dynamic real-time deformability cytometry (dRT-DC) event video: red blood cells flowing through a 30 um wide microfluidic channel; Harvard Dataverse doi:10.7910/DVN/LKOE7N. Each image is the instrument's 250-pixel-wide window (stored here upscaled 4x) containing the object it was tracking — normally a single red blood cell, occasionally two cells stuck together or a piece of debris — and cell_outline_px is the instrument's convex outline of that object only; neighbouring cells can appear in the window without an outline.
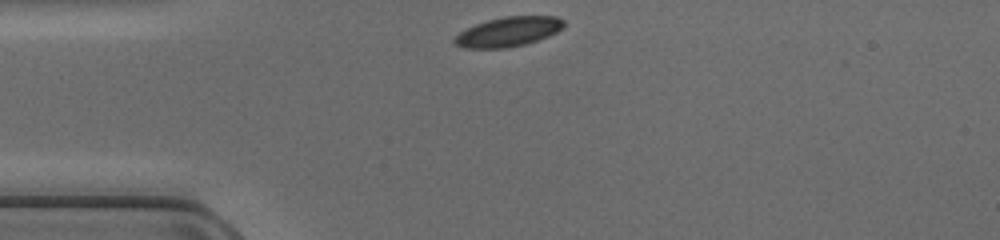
{"species": "common noctule bat (a hibernating species)", "species_latin": "Nyctalus noctula", "temperature_condition": "cold", "stored_images_in_passage": 29, "camera_frame_rate_fps": 3000, "um_per_image_px": 0.085, "animal": {"sex": "female", "body_mass_g": 17.0, "forearm_length_mm": 48.0}, "frame": {"image": 1, "passage_image": 1, "time_ms": 0.0, "image_size_px": [1000, 240], "cell_outline_px": [[564, 28], [548, 36], [524, 44], [504, 48], [464, 48], [456, 44], [452, 40], [460, 32], [476, 24], [488, 20], [504, 16], [556, 16], [564, 20]], "centroid_in_image_um": [43.22, 2.69], "position_along_channel_um": 41.8, "area_um2": 18.67}}
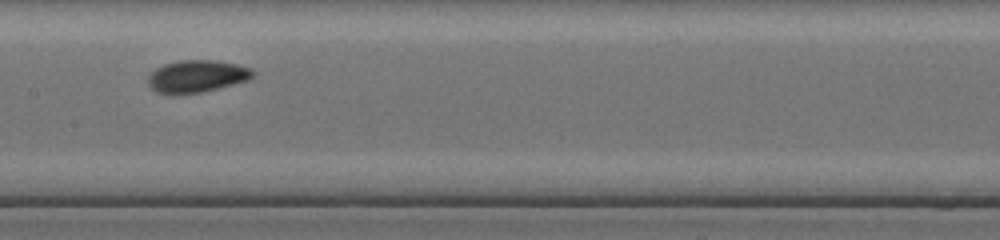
{"frame": {"image": 2, "passage_image": 13, "time_ms": 4.0, "image_size_px": [1000, 240], "cell_outline_px": [[256, 72], [248, 80], [200, 92], [156, 92], [148, 84], [148, 76], [156, 68], [164, 64], [180, 60], [216, 60], [236, 64], [252, 68]], "centroid_in_image_um": [16.76, 6.44], "position_along_channel_um": 190.6, "area_um2": 19.19}}
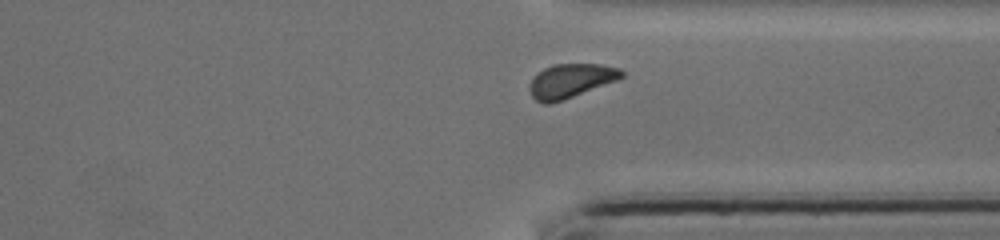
{"frame": {"image": 3, "passage_image": 25, "time_ms": 8.0, "image_size_px": [1000, 240], "cell_outline_px": [[624, 76], [616, 80], [564, 100], [548, 104], [544, 104], [536, 100], [532, 96], [528, 88], [536, 72], [552, 64], [600, 64], [620, 68], [624, 72]], "centroid_in_image_um": [48.48, 6.86], "position_along_channel_um": 362.9, "area_um2": 18.26}}